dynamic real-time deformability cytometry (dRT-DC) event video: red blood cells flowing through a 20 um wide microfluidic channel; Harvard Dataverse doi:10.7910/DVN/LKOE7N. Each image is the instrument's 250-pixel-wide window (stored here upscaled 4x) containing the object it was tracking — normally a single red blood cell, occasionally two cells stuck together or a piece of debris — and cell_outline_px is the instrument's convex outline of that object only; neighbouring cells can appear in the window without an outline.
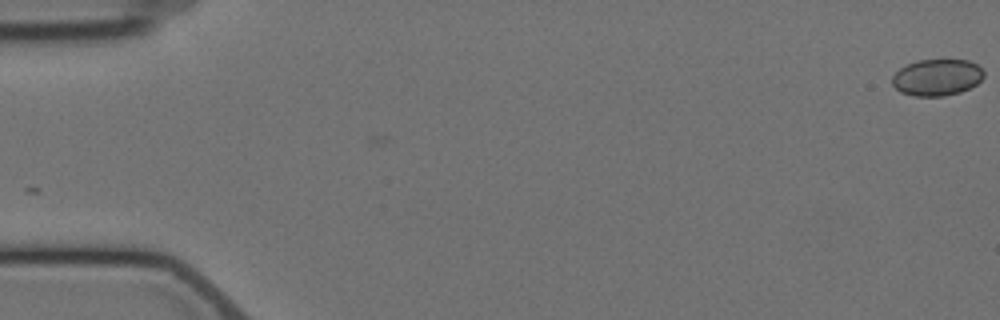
{"species": "Egyptian fruit bat (a non-hibernating species)", "species_latin": "Rousettus aegyptiacus", "temperature_condition": "cold", "stored_images_in_passage": 2, "camera_frame_rate_fps": 3000, "um_per_image_px": 0.085, "animal": {"sex": "female"}, "frame": {"image": 1, "passage_image": 2, "time_ms": 1.333, "image_size_px": [1000, 320], "cell_outline_px": [[984, 76], [976, 84], [960, 92], [944, 96], [916, 96], [900, 92], [892, 84], [892, 76], [900, 68], [916, 60], [968, 60], [976, 64], [984, 72]], "centroid_in_image_um": [79.63, 6.58], "position_along_channel_um": 5.4, "area_um2": 19.42}}